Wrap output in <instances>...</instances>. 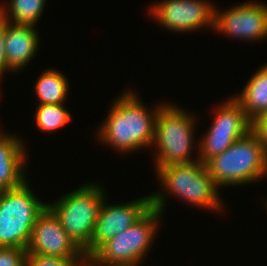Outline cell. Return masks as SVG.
<instances>
[{
  "instance_id": "1",
  "label": "cell",
  "mask_w": 267,
  "mask_h": 266,
  "mask_svg": "<svg viewBox=\"0 0 267 266\" xmlns=\"http://www.w3.org/2000/svg\"><path fill=\"white\" fill-rule=\"evenodd\" d=\"M123 91L113 102L109 114L97 131V138L118 153H129L152 148L155 138V122L159 108L144 106L138 93ZM152 109V110H151Z\"/></svg>"
},
{
  "instance_id": "2",
  "label": "cell",
  "mask_w": 267,
  "mask_h": 266,
  "mask_svg": "<svg viewBox=\"0 0 267 266\" xmlns=\"http://www.w3.org/2000/svg\"><path fill=\"white\" fill-rule=\"evenodd\" d=\"M160 187L164 190L151 194L152 207L162 214L165 211L167 194L178 196L187 203L200 209L221 212L223 201L219 187L210 176L206 165L199 159L190 163L171 164L164 167H154ZM161 192V193H160ZM165 193H167L165 195Z\"/></svg>"
},
{
  "instance_id": "3",
  "label": "cell",
  "mask_w": 267,
  "mask_h": 266,
  "mask_svg": "<svg viewBox=\"0 0 267 266\" xmlns=\"http://www.w3.org/2000/svg\"><path fill=\"white\" fill-rule=\"evenodd\" d=\"M205 165L220 189L250 184L267 177V152L251 130L222 154L209 159Z\"/></svg>"
},
{
  "instance_id": "4",
  "label": "cell",
  "mask_w": 267,
  "mask_h": 266,
  "mask_svg": "<svg viewBox=\"0 0 267 266\" xmlns=\"http://www.w3.org/2000/svg\"><path fill=\"white\" fill-rule=\"evenodd\" d=\"M196 117L191 112L171 103H164L158 111L155 122V167L197 161L193 159L195 149ZM192 157V158H190Z\"/></svg>"
},
{
  "instance_id": "5",
  "label": "cell",
  "mask_w": 267,
  "mask_h": 266,
  "mask_svg": "<svg viewBox=\"0 0 267 266\" xmlns=\"http://www.w3.org/2000/svg\"><path fill=\"white\" fill-rule=\"evenodd\" d=\"M29 187L28 180L20 186L0 192V247L27 249L33 227L47 208Z\"/></svg>"
},
{
  "instance_id": "6",
  "label": "cell",
  "mask_w": 267,
  "mask_h": 266,
  "mask_svg": "<svg viewBox=\"0 0 267 266\" xmlns=\"http://www.w3.org/2000/svg\"><path fill=\"white\" fill-rule=\"evenodd\" d=\"M106 193L99 184L87 183L48 202L68 236L84 251L90 244Z\"/></svg>"
},
{
  "instance_id": "7",
  "label": "cell",
  "mask_w": 267,
  "mask_h": 266,
  "mask_svg": "<svg viewBox=\"0 0 267 266\" xmlns=\"http://www.w3.org/2000/svg\"><path fill=\"white\" fill-rule=\"evenodd\" d=\"M162 213L151 207L131 227L103 243L90 257L104 266H140L159 231Z\"/></svg>"
},
{
  "instance_id": "8",
  "label": "cell",
  "mask_w": 267,
  "mask_h": 266,
  "mask_svg": "<svg viewBox=\"0 0 267 266\" xmlns=\"http://www.w3.org/2000/svg\"><path fill=\"white\" fill-rule=\"evenodd\" d=\"M214 115L209 130L196 146V156L204 164L252 130V121L232 96L215 108Z\"/></svg>"
},
{
  "instance_id": "9",
  "label": "cell",
  "mask_w": 267,
  "mask_h": 266,
  "mask_svg": "<svg viewBox=\"0 0 267 266\" xmlns=\"http://www.w3.org/2000/svg\"><path fill=\"white\" fill-rule=\"evenodd\" d=\"M149 11L170 32L189 33L204 27L214 30L215 5L208 0H161Z\"/></svg>"
},
{
  "instance_id": "10",
  "label": "cell",
  "mask_w": 267,
  "mask_h": 266,
  "mask_svg": "<svg viewBox=\"0 0 267 266\" xmlns=\"http://www.w3.org/2000/svg\"><path fill=\"white\" fill-rule=\"evenodd\" d=\"M213 31L243 41L266 39L267 4L248 1L224 11L215 6Z\"/></svg>"
},
{
  "instance_id": "11",
  "label": "cell",
  "mask_w": 267,
  "mask_h": 266,
  "mask_svg": "<svg viewBox=\"0 0 267 266\" xmlns=\"http://www.w3.org/2000/svg\"><path fill=\"white\" fill-rule=\"evenodd\" d=\"M102 202L91 244L84 250L90 257L103 243L115 237L137 222L151 207V194L122 204Z\"/></svg>"
},
{
  "instance_id": "12",
  "label": "cell",
  "mask_w": 267,
  "mask_h": 266,
  "mask_svg": "<svg viewBox=\"0 0 267 266\" xmlns=\"http://www.w3.org/2000/svg\"><path fill=\"white\" fill-rule=\"evenodd\" d=\"M26 251L64 258H86L84 251L68 236L48 206L35 222Z\"/></svg>"
},
{
  "instance_id": "13",
  "label": "cell",
  "mask_w": 267,
  "mask_h": 266,
  "mask_svg": "<svg viewBox=\"0 0 267 266\" xmlns=\"http://www.w3.org/2000/svg\"><path fill=\"white\" fill-rule=\"evenodd\" d=\"M36 26L5 21V58L9 72L24 69L39 49L40 37Z\"/></svg>"
},
{
  "instance_id": "14",
  "label": "cell",
  "mask_w": 267,
  "mask_h": 266,
  "mask_svg": "<svg viewBox=\"0 0 267 266\" xmlns=\"http://www.w3.org/2000/svg\"><path fill=\"white\" fill-rule=\"evenodd\" d=\"M25 147L22 138L15 134H0V192L18 187L27 180Z\"/></svg>"
},
{
  "instance_id": "15",
  "label": "cell",
  "mask_w": 267,
  "mask_h": 266,
  "mask_svg": "<svg viewBox=\"0 0 267 266\" xmlns=\"http://www.w3.org/2000/svg\"><path fill=\"white\" fill-rule=\"evenodd\" d=\"M241 93L232 96L251 121L267 113V64L260 67L248 80Z\"/></svg>"
},
{
  "instance_id": "16",
  "label": "cell",
  "mask_w": 267,
  "mask_h": 266,
  "mask_svg": "<svg viewBox=\"0 0 267 266\" xmlns=\"http://www.w3.org/2000/svg\"><path fill=\"white\" fill-rule=\"evenodd\" d=\"M38 104H63L69 94V81L60 70L46 69L35 82Z\"/></svg>"
},
{
  "instance_id": "17",
  "label": "cell",
  "mask_w": 267,
  "mask_h": 266,
  "mask_svg": "<svg viewBox=\"0 0 267 266\" xmlns=\"http://www.w3.org/2000/svg\"><path fill=\"white\" fill-rule=\"evenodd\" d=\"M7 1V2H6ZM0 5V17L9 23L36 26L47 0H6ZM12 21V22H11Z\"/></svg>"
},
{
  "instance_id": "18",
  "label": "cell",
  "mask_w": 267,
  "mask_h": 266,
  "mask_svg": "<svg viewBox=\"0 0 267 266\" xmlns=\"http://www.w3.org/2000/svg\"><path fill=\"white\" fill-rule=\"evenodd\" d=\"M63 104L38 105L35 112V123L43 133L56 132L72 121V115Z\"/></svg>"
},
{
  "instance_id": "19",
  "label": "cell",
  "mask_w": 267,
  "mask_h": 266,
  "mask_svg": "<svg viewBox=\"0 0 267 266\" xmlns=\"http://www.w3.org/2000/svg\"><path fill=\"white\" fill-rule=\"evenodd\" d=\"M85 258H64L26 253V266H83Z\"/></svg>"
},
{
  "instance_id": "20",
  "label": "cell",
  "mask_w": 267,
  "mask_h": 266,
  "mask_svg": "<svg viewBox=\"0 0 267 266\" xmlns=\"http://www.w3.org/2000/svg\"><path fill=\"white\" fill-rule=\"evenodd\" d=\"M26 253L20 247H0V266H26Z\"/></svg>"
},
{
  "instance_id": "21",
  "label": "cell",
  "mask_w": 267,
  "mask_h": 266,
  "mask_svg": "<svg viewBox=\"0 0 267 266\" xmlns=\"http://www.w3.org/2000/svg\"><path fill=\"white\" fill-rule=\"evenodd\" d=\"M252 131L257 135L267 152V113L260 115L252 121Z\"/></svg>"
},
{
  "instance_id": "22",
  "label": "cell",
  "mask_w": 267,
  "mask_h": 266,
  "mask_svg": "<svg viewBox=\"0 0 267 266\" xmlns=\"http://www.w3.org/2000/svg\"><path fill=\"white\" fill-rule=\"evenodd\" d=\"M5 21L0 17V80L2 76L8 73L6 58H5V43H4Z\"/></svg>"
},
{
  "instance_id": "23",
  "label": "cell",
  "mask_w": 267,
  "mask_h": 266,
  "mask_svg": "<svg viewBox=\"0 0 267 266\" xmlns=\"http://www.w3.org/2000/svg\"><path fill=\"white\" fill-rule=\"evenodd\" d=\"M83 266H104L95 262L91 257H86Z\"/></svg>"
}]
</instances>
